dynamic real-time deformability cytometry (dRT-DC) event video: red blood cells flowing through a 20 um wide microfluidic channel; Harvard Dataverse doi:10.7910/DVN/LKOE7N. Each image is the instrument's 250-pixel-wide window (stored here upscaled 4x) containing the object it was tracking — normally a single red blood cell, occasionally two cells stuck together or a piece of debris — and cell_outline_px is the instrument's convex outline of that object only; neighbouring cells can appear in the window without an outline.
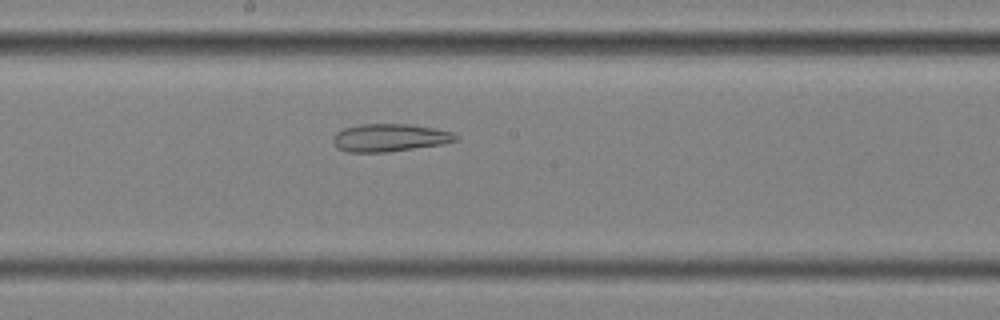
{"species": "common noctule bat (a hibernating species)", "species_latin": "Nyctalus noctula", "temperature_condition": "cold", "stored_images_in_passage": 55, "segment_of_instrument_passage": [2, 3], "camera_frame_rate_fps": 3000, "um_per_image_px": 0.085, "animal": {"sex": "female", "body_mass_g": 25.1}, "frame": {"image": 1, "passage_image": 31, "time_ms": 10.0, "image_size_px": [1000, 320], "cell_outline_px": [[460, 140], [440, 144], [388, 152], [348, 152], [336, 148], [332, 140], [332, 136], [336, 132], [344, 128], [360, 124], [408, 124], [436, 128], [452, 132], [460, 136]], "centroid_in_image_um": [33.12, 11.7], "position_along_channel_um": 215.1, "area_um2": 20.0}}
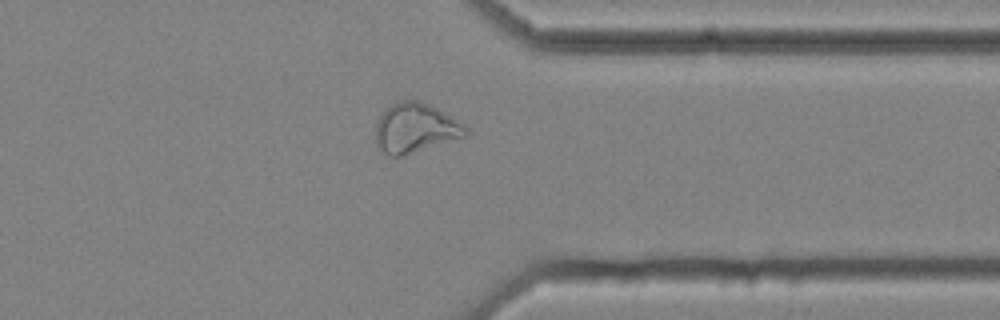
{"frame": {"image": 2, "passage_image": 45, "time_ms": 14.667, "image_size_px": [1000, 320], "cell_outline_px": [[468, 136], [400, 156], [388, 156], [380, 152], [376, 144], [376, 124], [380, 116], [392, 104], [400, 100], [420, 100], [452, 116], [464, 124], [468, 128]], "centroid_in_image_um": [35.31, 10.89], "position_along_channel_um": 376.1, "area_um2": 26.07}}